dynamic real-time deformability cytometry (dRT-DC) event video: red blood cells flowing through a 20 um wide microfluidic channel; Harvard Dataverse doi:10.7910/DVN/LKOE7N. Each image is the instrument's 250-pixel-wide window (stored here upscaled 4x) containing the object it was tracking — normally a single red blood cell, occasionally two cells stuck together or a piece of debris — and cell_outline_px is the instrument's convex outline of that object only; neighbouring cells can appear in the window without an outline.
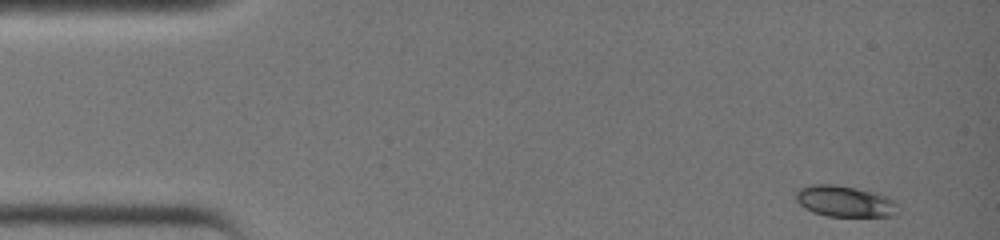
{"species": "common noctule bat (a hibernating species)", "species_latin": "Nyctalus noctula", "temperature_condition": "warm", "stored_images_in_passage": 35, "camera_frame_rate_fps": 3000, "um_per_image_px": 0.085, "animal": {"sex": "female", "body_mass_g": 19.0, "forearm_length_mm": 51.5}, "frame": {"image": 1, "passage_image": 1, "time_ms": 0.0, "image_size_px": [1000, 240], "cell_outline_px": [[896, 204], [892, 216], [828, 216], [812, 212], [804, 208], [796, 200], [796, 192], [800, 188], [808, 184], [836, 184], [876, 192], [888, 196], [896, 200]], "centroid_in_image_um": [71.77, 17.09], "position_along_channel_um": 13.2, "area_um2": 18.55}}
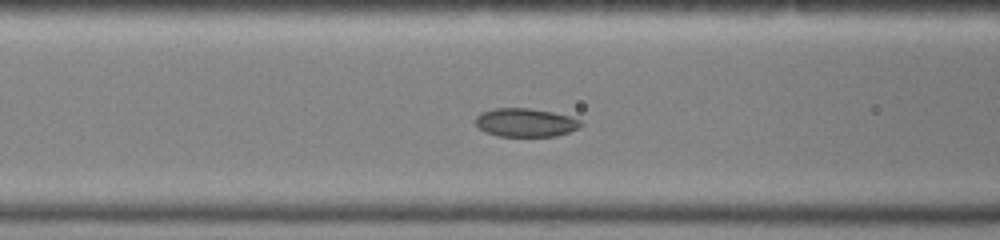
{"frame": {"image": 2, "passage_image": 14, "time_ms": 4.333, "image_size_px": [1000, 240], "cell_outline_px": [[584, 124], [580, 128], [556, 136], [496, 136], [484, 132], [476, 124], [476, 116], [480, 112], [496, 108], [528, 108], [552, 112], [568, 116], [580, 120]], "centroid_in_image_um": [44.66, 10.42], "position_along_channel_um": 121.9, "area_um2": 17.51}}
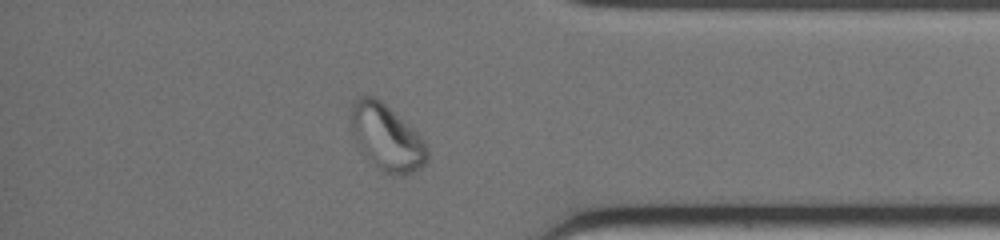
{"frame": {"image": 3, "passage_image": 31, "time_ms": 10.0, "image_size_px": [1000, 240], "cell_outline_px": [[428, 160], [420, 168], [404, 176], [400, 176], [384, 172], [372, 160], [356, 140], [352, 132], [352, 104], [360, 96], [376, 96], [412, 128], [424, 140], [428, 152]], "centroid_in_image_um": [32.91, 11.68], "position_along_channel_um": 402.3, "area_um2": 28.38}}